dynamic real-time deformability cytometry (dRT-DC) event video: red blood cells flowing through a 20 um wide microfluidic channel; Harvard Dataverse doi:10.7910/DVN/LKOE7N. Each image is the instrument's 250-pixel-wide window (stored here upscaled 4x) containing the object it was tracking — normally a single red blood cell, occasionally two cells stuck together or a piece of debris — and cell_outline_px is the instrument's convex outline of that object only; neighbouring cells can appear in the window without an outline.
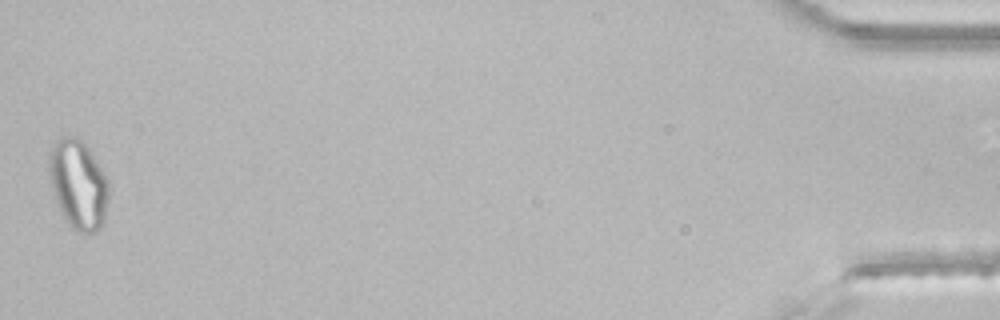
{"species": "common noctule bat (a hibernating species)", "species_latin": "Nyctalus noctula", "temperature_condition": "room temperature", "stored_images_in_passage": 45, "segment_of_instrument_passage": [2, 2], "camera_frame_rate_fps": 3000, "um_per_image_px": 0.085, "animal": {"sex": "male", "body_mass_g": 21.5, "forearm_length_mm": 52.0}, "frame": {"image": 1, "passage_image": 45, "time_ms": 14.667, "image_size_px": [1000, 320], "cell_outline_px": [[108, 196], [104, 220], [100, 228], [96, 232], [88, 236], [76, 232], [72, 228], [64, 216], [56, 200], [52, 184], [48, 164], [48, 152], [52, 144], [60, 136], [76, 136], [84, 140], [92, 152], [108, 180]], "centroid_in_image_um": [6.66, 15.65], "position_along_channel_um": 428.5, "area_um2": 31.33}}